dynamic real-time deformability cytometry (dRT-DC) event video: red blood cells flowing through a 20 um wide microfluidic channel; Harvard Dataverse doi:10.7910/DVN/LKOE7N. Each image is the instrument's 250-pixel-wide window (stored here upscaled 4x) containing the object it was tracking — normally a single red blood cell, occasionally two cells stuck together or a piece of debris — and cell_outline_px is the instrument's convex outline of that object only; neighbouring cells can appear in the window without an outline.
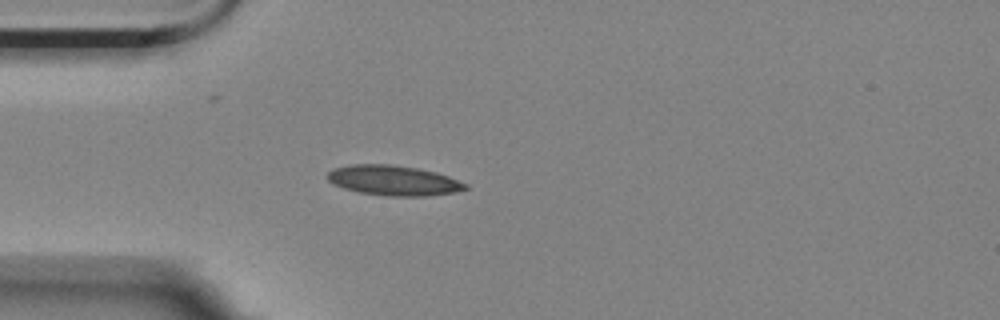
{"species": "Egyptian fruit bat (a non-hibernating species)", "species_latin": "Rousettus aegyptiacus", "temperature_condition": "room temperature", "stored_images_in_passage": 32, "camera_frame_rate_fps": 3000, "um_per_image_px": 0.085, "animal": {"sex": "female"}, "frame": {"image": 1, "passage_image": 1, "time_ms": 0.0, "image_size_px": [1000, 320], "cell_outline_px": [[468, 188], [452, 192], [424, 196], [388, 196], [360, 192], [344, 188], [332, 184], [328, 180], [328, 172], [336, 168], [352, 164], [388, 164], [416, 168], [436, 172], [448, 176], [468, 184]], "centroid_in_image_um": [33.44, 15.33], "position_along_channel_um": 51.6, "area_um2": 23.87}}
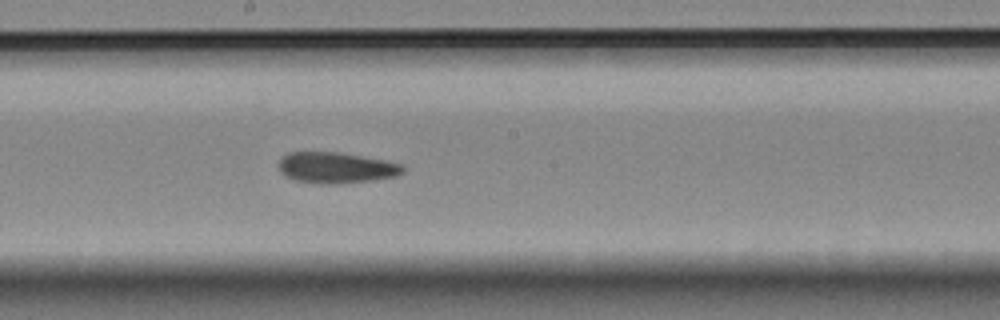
{"frame": {"image": 2, "passage_image": 16, "time_ms": 5.0, "image_size_px": [1000, 320], "cell_outline_px": [[404, 172], [396, 176], [372, 180], [336, 184], [320, 184], [296, 180], [284, 176], [280, 172], [280, 160], [288, 152], [336, 152], [384, 160], [400, 164], [404, 168]], "centroid_in_image_um": [28.55, 14.26], "position_along_channel_um": 219.6, "area_um2": 22.2}}
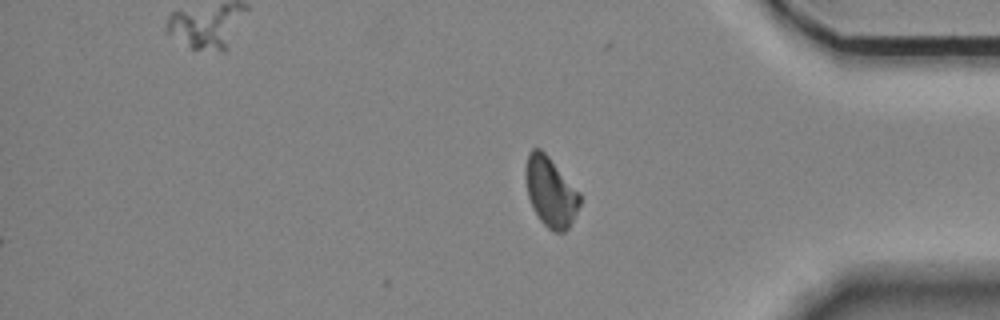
{"frame": {"image": 3, "passage_image": 32, "time_ms": 10.333, "image_size_px": [1000, 320], "cell_outline_px": [[580, 204], [568, 228], [564, 232], [556, 232], [548, 228], [540, 220], [532, 208], [528, 196], [524, 176], [524, 172], [528, 152], [532, 148], [540, 148], [548, 156], [580, 192]], "centroid_in_image_um": [46.77, 16.29], "position_along_channel_um": 388.4, "area_um2": 22.02}}